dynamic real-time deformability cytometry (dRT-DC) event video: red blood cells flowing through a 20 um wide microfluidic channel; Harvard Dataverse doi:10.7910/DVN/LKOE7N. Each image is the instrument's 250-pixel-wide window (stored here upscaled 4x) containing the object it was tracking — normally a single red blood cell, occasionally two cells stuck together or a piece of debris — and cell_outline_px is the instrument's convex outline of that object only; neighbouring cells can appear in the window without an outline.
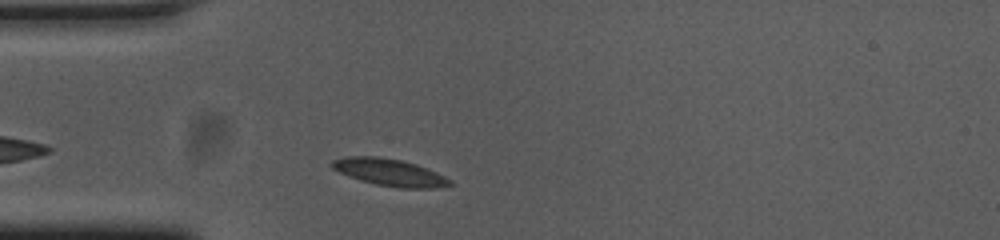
{"species": "common noctule bat (a hibernating species)", "species_latin": "Nyctalus noctula", "temperature_condition": "cold", "stored_images_in_passage": 34, "camera_frame_rate_fps": 3000, "um_per_image_px": 0.085, "animal": {"sex": "female", "body_mass_g": 23.0, "forearm_length_mm": 53.4}, "frame": {"image": 1, "passage_image": 3, "time_ms": 0.667, "image_size_px": [1000, 240], "cell_outline_px": [[452, 184], [440, 188], [400, 188], [376, 184], [360, 180], [340, 172], [332, 168], [332, 160], [348, 156], [376, 156], [400, 160], [416, 164], [436, 172], [452, 180]], "centroid_in_image_um": [33.15, 14.65], "position_along_channel_um": 51.9, "area_um2": 18.44}}
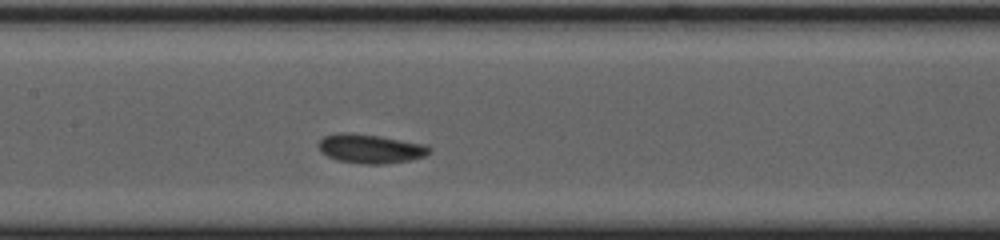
{"frame": {"image": 2, "passage_image": 14, "time_ms": 4.333, "image_size_px": [1000, 240], "cell_outline_px": [[432, 152], [424, 156], [408, 160], [384, 164], [364, 164], [340, 160], [328, 156], [320, 152], [316, 144], [324, 136], [340, 132], [344, 132], [380, 136], [424, 144], [432, 148]], "centroid_in_image_um": [31.47, 12.63], "position_along_channel_um": 175.9, "area_um2": 18.73}}
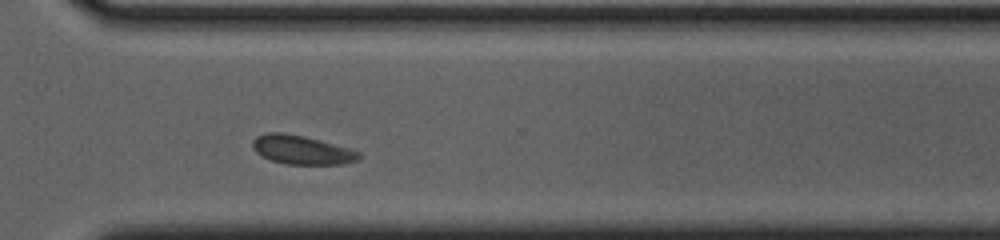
{"frame": {"image": 3, "passage_image": 28, "time_ms": 9.0, "image_size_px": [1000, 240], "cell_outline_px": [[360, 156], [356, 160], [340, 164], [284, 164], [272, 160], [256, 152], [252, 148], [252, 140], [256, 136], [268, 132], [280, 132], [304, 136], [320, 140], [348, 148], [360, 152]], "centroid_in_image_um": [25.6, 12.73], "position_along_channel_um": 345.0, "area_um2": 17.69}, "authors_computed_cell_mechanics": {"area_um2": 17.8313, "velocity_mm_per_s": 3.6145, "shape_relaxation_time_tau1_ms": 4.2004, "shape_relaxation_time_tau2_ms": 1.6411, "deformation_change_tau1": 0.1053, "deformation_change_tau2": 0.0425}}